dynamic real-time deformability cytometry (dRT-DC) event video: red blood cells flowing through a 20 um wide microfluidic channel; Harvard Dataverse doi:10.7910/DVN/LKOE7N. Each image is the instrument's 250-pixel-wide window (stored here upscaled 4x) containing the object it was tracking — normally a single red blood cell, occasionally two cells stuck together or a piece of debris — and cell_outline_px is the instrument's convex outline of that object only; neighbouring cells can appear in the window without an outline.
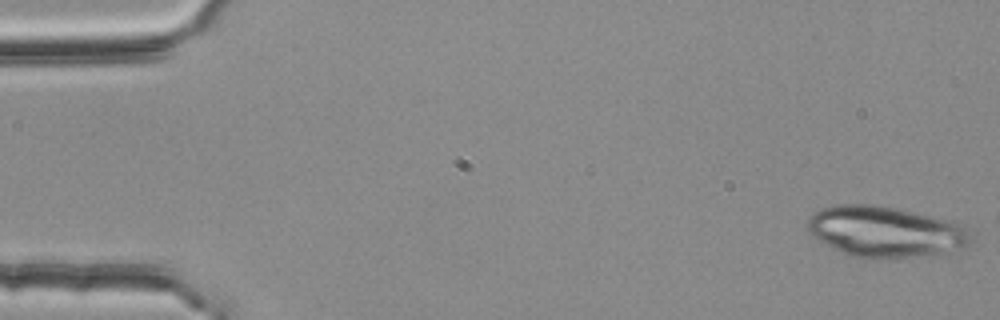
{"species": "common noctule bat (a hibernating species)", "species_latin": "Nyctalus noctula", "temperature_condition": "room temperature", "stored_images_in_passage": 9, "camera_frame_rate_fps": 3000, "um_per_image_px": 0.085, "animal": {"sex": "female", "body_mass_g": 25.1}, "frame": {"image": 1, "passage_image": 1, "time_ms": 0.0, "image_size_px": [1000, 320], "cell_outline_px": [[976, 240], [960, 248], [936, 256], [876, 260], [868, 260], [848, 256], [812, 236], [804, 228], [808, 220], [820, 208], [836, 204], [872, 204], [912, 212], [964, 224]], "centroid_in_image_um": [75.27, 19.74], "position_along_channel_um": 9.7, "area_um2": 49.42}}